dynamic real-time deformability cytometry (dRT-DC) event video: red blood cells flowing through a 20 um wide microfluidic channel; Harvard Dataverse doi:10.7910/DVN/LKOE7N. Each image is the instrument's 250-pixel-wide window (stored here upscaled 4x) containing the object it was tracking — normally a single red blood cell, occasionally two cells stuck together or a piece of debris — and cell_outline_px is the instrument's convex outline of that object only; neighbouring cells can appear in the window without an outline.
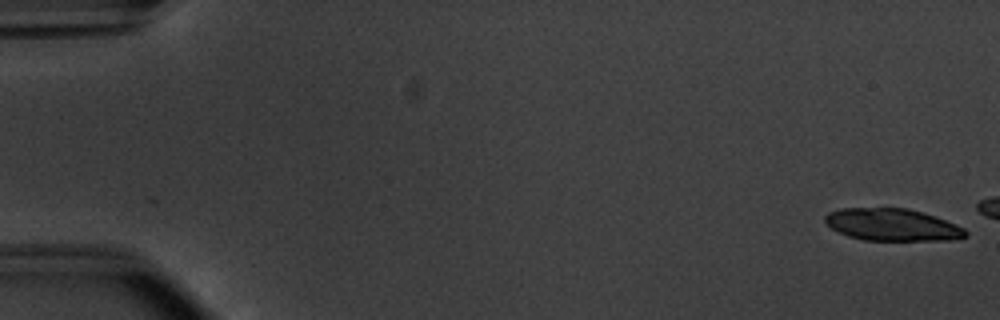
{"species": "common noctule bat (a hibernating species)", "species_latin": "Nyctalus noctula", "temperature_condition": "warm", "stored_images_in_passage": 7, "camera_frame_rate_fps": 3000, "um_per_image_px": 0.085, "animal": {"sex": "male", "body_mass_g": 20.1, "forearm_length_mm": 53.5}, "frame": {"image": 1, "passage_image": 1, "time_ms": 0.0, "image_size_px": [1000, 320], "cell_outline_px": [[968, 236], [948, 240], [864, 240], [848, 236], [832, 228], [824, 220], [824, 216], [828, 212], [840, 208], [908, 208], [924, 212], [936, 216], [956, 224], [964, 228], [968, 232]], "centroid_in_image_um": [75.86, 19.09], "position_along_channel_um": 9.1, "area_um2": 26.41}}